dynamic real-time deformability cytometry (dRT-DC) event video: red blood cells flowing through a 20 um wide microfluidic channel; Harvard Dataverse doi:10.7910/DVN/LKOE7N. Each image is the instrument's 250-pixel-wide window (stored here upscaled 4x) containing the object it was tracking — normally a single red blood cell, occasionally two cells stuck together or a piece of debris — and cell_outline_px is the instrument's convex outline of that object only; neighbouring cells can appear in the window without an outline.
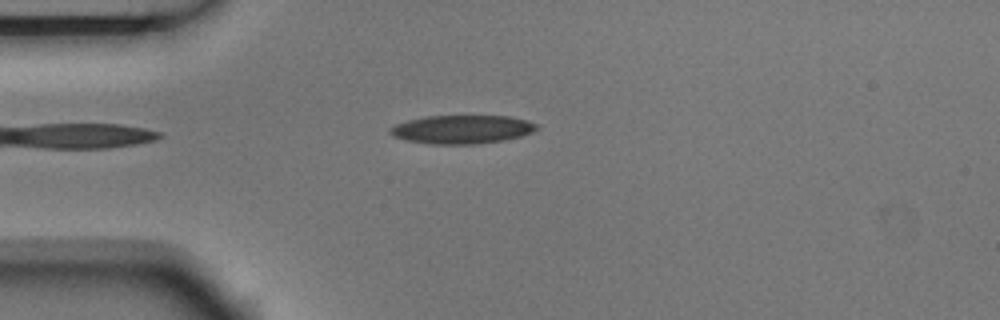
{"species": "Egyptian fruit bat (a non-hibernating species)", "species_latin": "Rousettus aegyptiacus", "temperature_condition": "room temperature", "stored_images_in_passage": 4, "camera_frame_rate_fps": 3000, "um_per_image_px": 0.085, "animal": {"sex": "male"}, "frame": {"image": 1, "passage_image": 1, "time_ms": 0.0, "image_size_px": [1000, 320], "cell_outline_px": [[540, 128], [532, 132], [520, 136], [504, 140], [476, 144], [432, 144], [408, 140], [392, 136], [388, 132], [388, 128], [396, 124], [408, 120], [424, 116], [508, 116], [528, 120], [540, 124]], "centroid_in_image_um": [39.29, 10.99], "position_along_channel_um": 45.7, "area_um2": 24.51}}
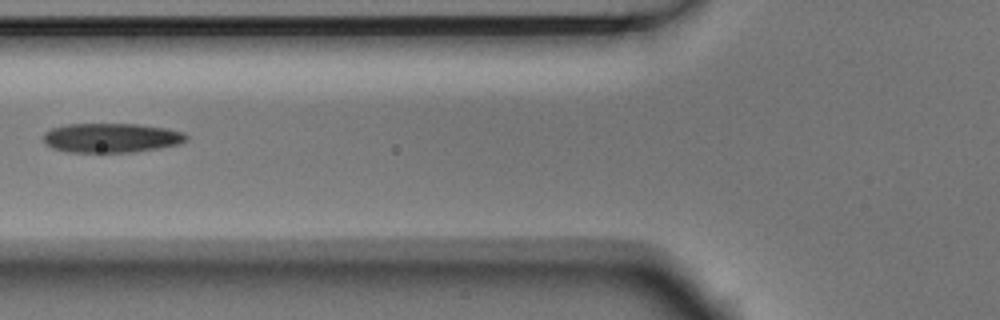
{"frame": {"image": 2, "passage_image": 3, "time_ms": 0.667, "image_size_px": [1000, 320], "cell_outline_px": [[188, 140], [180, 144], [160, 148], [132, 152], [68, 152], [52, 148], [44, 144], [44, 132], [52, 128], [68, 124], [136, 124], [168, 128], [184, 132], [188, 136]], "centroid_in_image_um": [9.49, 11.72], "position_along_channel_um": 116.3, "area_um2": 24.68}}
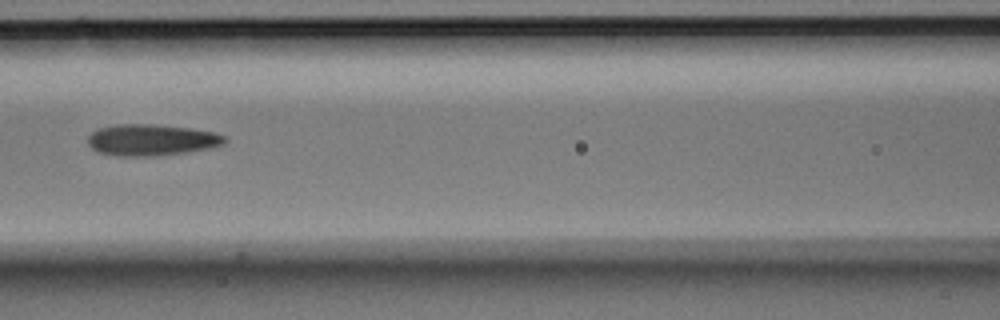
{"frame": {"image": 3, "passage_image": 4, "time_ms": 1.0, "image_size_px": [1000, 320], "cell_outline_px": [[228, 140], [224, 144], [208, 148], [184, 152], [152, 156], [116, 156], [96, 152], [88, 144], [88, 136], [92, 132], [100, 128], [116, 124], [152, 124], [192, 128], [216, 132], [228, 136]], "centroid_in_image_um": [12.89, 11.89], "position_along_channel_um": 153.7, "area_um2": 25.2}}